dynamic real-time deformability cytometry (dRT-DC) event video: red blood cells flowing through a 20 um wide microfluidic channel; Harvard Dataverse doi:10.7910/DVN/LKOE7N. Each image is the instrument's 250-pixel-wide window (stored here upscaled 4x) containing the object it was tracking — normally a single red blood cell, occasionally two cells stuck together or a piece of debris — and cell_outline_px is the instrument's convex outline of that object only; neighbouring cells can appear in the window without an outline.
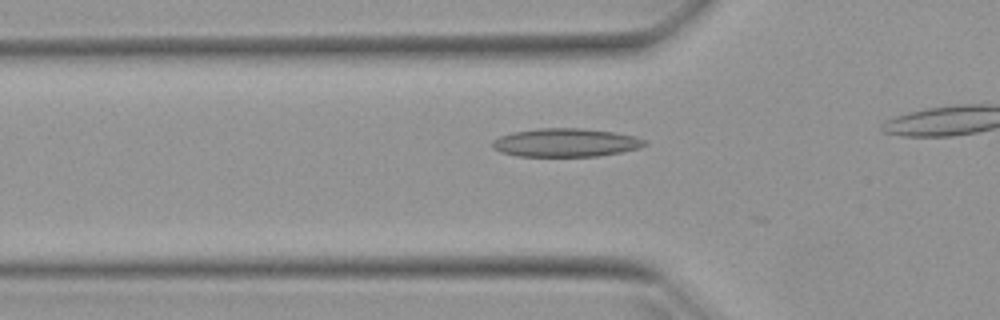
{"species": "Egyptian fruit bat (a non-hibernating species)", "species_latin": "Rousettus aegyptiacus", "temperature_condition": "warm", "stored_images_in_passage": 14, "camera_frame_rate_fps": 3000, "um_per_image_px": 0.085, "animal": {"sex": "female"}, "frame": {"image": 1, "passage_image": 13, "time_ms": 4.0, "image_size_px": [1000, 320], "cell_outline_px": [[648, 144], [640, 148], [624, 152], [600, 156], [516, 156], [500, 152], [492, 148], [492, 140], [500, 136], [512, 132], [536, 128], [580, 128], [616, 132], [636, 136], [648, 140]], "centroid_in_image_um": [48.13, 12.12], "position_along_channel_um": 77.7, "area_um2": 25.66}}